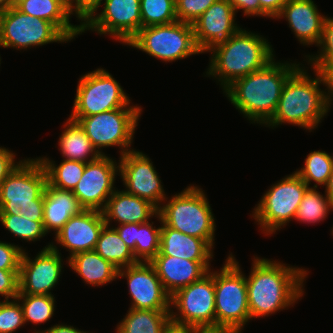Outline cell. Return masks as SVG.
I'll return each instance as SVG.
<instances>
[{"label": "cell", "instance_id": "cell-1", "mask_svg": "<svg viewBox=\"0 0 333 333\" xmlns=\"http://www.w3.org/2000/svg\"><path fill=\"white\" fill-rule=\"evenodd\" d=\"M252 266L245 275L251 320L285 310L303 296L307 270L260 257L253 258Z\"/></svg>", "mask_w": 333, "mask_h": 333}, {"label": "cell", "instance_id": "cell-2", "mask_svg": "<svg viewBox=\"0 0 333 333\" xmlns=\"http://www.w3.org/2000/svg\"><path fill=\"white\" fill-rule=\"evenodd\" d=\"M275 60L234 80L223 90L231 104L251 123L265 125L273 117L284 83L302 65Z\"/></svg>", "mask_w": 333, "mask_h": 333}, {"label": "cell", "instance_id": "cell-3", "mask_svg": "<svg viewBox=\"0 0 333 333\" xmlns=\"http://www.w3.org/2000/svg\"><path fill=\"white\" fill-rule=\"evenodd\" d=\"M304 68V69H303ZM311 78L305 67H298L286 80L281 91V97L273 117L264 125L277 127L287 123L309 130L316 129L330 110L326 90L319 85H325L324 77L318 70Z\"/></svg>", "mask_w": 333, "mask_h": 333}, {"label": "cell", "instance_id": "cell-4", "mask_svg": "<svg viewBox=\"0 0 333 333\" xmlns=\"http://www.w3.org/2000/svg\"><path fill=\"white\" fill-rule=\"evenodd\" d=\"M208 52L212 56L206 75L218 79L223 90L234 80L264 68L275 56L265 37L242 28Z\"/></svg>", "mask_w": 333, "mask_h": 333}, {"label": "cell", "instance_id": "cell-5", "mask_svg": "<svg viewBox=\"0 0 333 333\" xmlns=\"http://www.w3.org/2000/svg\"><path fill=\"white\" fill-rule=\"evenodd\" d=\"M167 199L158 208L162 223L189 236L204 239L214 248L215 218L202 188L191 185L169 201Z\"/></svg>", "mask_w": 333, "mask_h": 333}, {"label": "cell", "instance_id": "cell-6", "mask_svg": "<svg viewBox=\"0 0 333 333\" xmlns=\"http://www.w3.org/2000/svg\"><path fill=\"white\" fill-rule=\"evenodd\" d=\"M214 288L215 324L225 325L242 333L251 317L245 275L232 253L220 271L214 272Z\"/></svg>", "mask_w": 333, "mask_h": 333}, {"label": "cell", "instance_id": "cell-7", "mask_svg": "<svg viewBox=\"0 0 333 333\" xmlns=\"http://www.w3.org/2000/svg\"><path fill=\"white\" fill-rule=\"evenodd\" d=\"M141 113V107H123L88 117L69 118L79 123L100 155H105L101 149L117 146L121 148V157L133 150L130 147Z\"/></svg>", "mask_w": 333, "mask_h": 333}, {"label": "cell", "instance_id": "cell-8", "mask_svg": "<svg viewBox=\"0 0 333 333\" xmlns=\"http://www.w3.org/2000/svg\"><path fill=\"white\" fill-rule=\"evenodd\" d=\"M309 187L294 171L270 186L251 216L260 225L262 232L270 235L295 219L298 206Z\"/></svg>", "mask_w": 333, "mask_h": 333}, {"label": "cell", "instance_id": "cell-9", "mask_svg": "<svg viewBox=\"0 0 333 333\" xmlns=\"http://www.w3.org/2000/svg\"><path fill=\"white\" fill-rule=\"evenodd\" d=\"M127 45L164 62L202 53L196 46L192 24L180 21L141 28Z\"/></svg>", "mask_w": 333, "mask_h": 333}, {"label": "cell", "instance_id": "cell-10", "mask_svg": "<svg viewBox=\"0 0 333 333\" xmlns=\"http://www.w3.org/2000/svg\"><path fill=\"white\" fill-rule=\"evenodd\" d=\"M130 99L119 82L103 68L81 76L73 109L69 117H88L113 109L130 106Z\"/></svg>", "mask_w": 333, "mask_h": 333}, {"label": "cell", "instance_id": "cell-11", "mask_svg": "<svg viewBox=\"0 0 333 333\" xmlns=\"http://www.w3.org/2000/svg\"><path fill=\"white\" fill-rule=\"evenodd\" d=\"M70 41L53 23L10 7L0 14V47L27 50L32 46Z\"/></svg>", "mask_w": 333, "mask_h": 333}, {"label": "cell", "instance_id": "cell-12", "mask_svg": "<svg viewBox=\"0 0 333 333\" xmlns=\"http://www.w3.org/2000/svg\"><path fill=\"white\" fill-rule=\"evenodd\" d=\"M47 173L38 159H23L0 185V214L19 215L20 206L35 205L44 192Z\"/></svg>", "mask_w": 333, "mask_h": 333}, {"label": "cell", "instance_id": "cell-13", "mask_svg": "<svg viewBox=\"0 0 333 333\" xmlns=\"http://www.w3.org/2000/svg\"><path fill=\"white\" fill-rule=\"evenodd\" d=\"M170 307L171 321L176 324L190 327L215 324L214 271L176 291L170 298Z\"/></svg>", "mask_w": 333, "mask_h": 333}, {"label": "cell", "instance_id": "cell-14", "mask_svg": "<svg viewBox=\"0 0 333 333\" xmlns=\"http://www.w3.org/2000/svg\"><path fill=\"white\" fill-rule=\"evenodd\" d=\"M101 13L93 16L81 27L99 35H109L127 44L142 28L140 0H104Z\"/></svg>", "mask_w": 333, "mask_h": 333}, {"label": "cell", "instance_id": "cell-15", "mask_svg": "<svg viewBox=\"0 0 333 333\" xmlns=\"http://www.w3.org/2000/svg\"><path fill=\"white\" fill-rule=\"evenodd\" d=\"M23 250L19 268V293L30 295H53L63 269L61 253L56 245L49 243L35 259Z\"/></svg>", "mask_w": 333, "mask_h": 333}, {"label": "cell", "instance_id": "cell-16", "mask_svg": "<svg viewBox=\"0 0 333 333\" xmlns=\"http://www.w3.org/2000/svg\"><path fill=\"white\" fill-rule=\"evenodd\" d=\"M118 172V173H117ZM119 174V162L105 155L86 163L83 175L72 193L84 209L102 211L116 190L114 182Z\"/></svg>", "mask_w": 333, "mask_h": 333}, {"label": "cell", "instance_id": "cell-17", "mask_svg": "<svg viewBox=\"0 0 333 333\" xmlns=\"http://www.w3.org/2000/svg\"><path fill=\"white\" fill-rule=\"evenodd\" d=\"M119 175L125 191L151 202L157 208L167 198L153 162L143 152L131 150L120 157Z\"/></svg>", "mask_w": 333, "mask_h": 333}, {"label": "cell", "instance_id": "cell-18", "mask_svg": "<svg viewBox=\"0 0 333 333\" xmlns=\"http://www.w3.org/2000/svg\"><path fill=\"white\" fill-rule=\"evenodd\" d=\"M118 277L127 278L130 308L144 310H171V296L165 291L150 262H138L118 270Z\"/></svg>", "mask_w": 333, "mask_h": 333}, {"label": "cell", "instance_id": "cell-19", "mask_svg": "<svg viewBox=\"0 0 333 333\" xmlns=\"http://www.w3.org/2000/svg\"><path fill=\"white\" fill-rule=\"evenodd\" d=\"M236 12L229 0H217L192 23L197 48L207 52L213 45L227 40L240 26L235 23Z\"/></svg>", "mask_w": 333, "mask_h": 333}, {"label": "cell", "instance_id": "cell-20", "mask_svg": "<svg viewBox=\"0 0 333 333\" xmlns=\"http://www.w3.org/2000/svg\"><path fill=\"white\" fill-rule=\"evenodd\" d=\"M104 225L102 211L83 209L55 234V242L70 252L69 259L77 253L94 250Z\"/></svg>", "mask_w": 333, "mask_h": 333}, {"label": "cell", "instance_id": "cell-21", "mask_svg": "<svg viewBox=\"0 0 333 333\" xmlns=\"http://www.w3.org/2000/svg\"><path fill=\"white\" fill-rule=\"evenodd\" d=\"M150 263L170 296L179 289L200 280L211 270L210 261H191L175 256L156 255Z\"/></svg>", "mask_w": 333, "mask_h": 333}, {"label": "cell", "instance_id": "cell-22", "mask_svg": "<svg viewBox=\"0 0 333 333\" xmlns=\"http://www.w3.org/2000/svg\"><path fill=\"white\" fill-rule=\"evenodd\" d=\"M285 18L303 45H317L322 37L326 16L319 13L313 0H289L276 19Z\"/></svg>", "mask_w": 333, "mask_h": 333}, {"label": "cell", "instance_id": "cell-23", "mask_svg": "<svg viewBox=\"0 0 333 333\" xmlns=\"http://www.w3.org/2000/svg\"><path fill=\"white\" fill-rule=\"evenodd\" d=\"M106 225L115 220L119 224H142L156 217L158 208L146 199L118 189L113 192L102 210Z\"/></svg>", "mask_w": 333, "mask_h": 333}, {"label": "cell", "instance_id": "cell-24", "mask_svg": "<svg viewBox=\"0 0 333 333\" xmlns=\"http://www.w3.org/2000/svg\"><path fill=\"white\" fill-rule=\"evenodd\" d=\"M156 218L161 222L160 251L157 255L175 256L191 261H210L214 256L213 248L204 239L189 236L164 225L159 214Z\"/></svg>", "mask_w": 333, "mask_h": 333}, {"label": "cell", "instance_id": "cell-25", "mask_svg": "<svg viewBox=\"0 0 333 333\" xmlns=\"http://www.w3.org/2000/svg\"><path fill=\"white\" fill-rule=\"evenodd\" d=\"M83 209L72 191L55 188L47 182L43 212V224L47 233L52 230L56 234L73 215Z\"/></svg>", "mask_w": 333, "mask_h": 333}, {"label": "cell", "instance_id": "cell-26", "mask_svg": "<svg viewBox=\"0 0 333 333\" xmlns=\"http://www.w3.org/2000/svg\"><path fill=\"white\" fill-rule=\"evenodd\" d=\"M22 13L53 23L70 41L82 34L81 25L70 23L64 0H25L17 7Z\"/></svg>", "mask_w": 333, "mask_h": 333}, {"label": "cell", "instance_id": "cell-27", "mask_svg": "<svg viewBox=\"0 0 333 333\" xmlns=\"http://www.w3.org/2000/svg\"><path fill=\"white\" fill-rule=\"evenodd\" d=\"M67 263L89 285L98 287L118 278V269L95 250L77 253Z\"/></svg>", "mask_w": 333, "mask_h": 333}, {"label": "cell", "instance_id": "cell-28", "mask_svg": "<svg viewBox=\"0 0 333 333\" xmlns=\"http://www.w3.org/2000/svg\"><path fill=\"white\" fill-rule=\"evenodd\" d=\"M63 127V132L59 136L58 150H61L64 159L88 163L100 156L78 122L68 118Z\"/></svg>", "mask_w": 333, "mask_h": 333}, {"label": "cell", "instance_id": "cell-29", "mask_svg": "<svg viewBox=\"0 0 333 333\" xmlns=\"http://www.w3.org/2000/svg\"><path fill=\"white\" fill-rule=\"evenodd\" d=\"M171 310L129 308L128 314L116 327L117 333H162L171 321Z\"/></svg>", "mask_w": 333, "mask_h": 333}, {"label": "cell", "instance_id": "cell-30", "mask_svg": "<svg viewBox=\"0 0 333 333\" xmlns=\"http://www.w3.org/2000/svg\"><path fill=\"white\" fill-rule=\"evenodd\" d=\"M94 250L118 270L138 263L133 251L120 238L115 228L106 224L99 234Z\"/></svg>", "mask_w": 333, "mask_h": 333}, {"label": "cell", "instance_id": "cell-31", "mask_svg": "<svg viewBox=\"0 0 333 333\" xmlns=\"http://www.w3.org/2000/svg\"><path fill=\"white\" fill-rule=\"evenodd\" d=\"M47 173V182L58 189L73 191L75 186L80 181L84 169L85 162L76 160L63 159L59 165L49 158H38Z\"/></svg>", "mask_w": 333, "mask_h": 333}, {"label": "cell", "instance_id": "cell-32", "mask_svg": "<svg viewBox=\"0 0 333 333\" xmlns=\"http://www.w3.org/2000/svg\"><path fill=\"white\" fill-rule=\"evenodd\" d=\"M333 171V155L325 151H312L305 158L304 167L295 171L310 188L312 181L316 182L313 188L318 185L326 186L329 176Z\"/></svg>", "mask_w": 333, "mask_h": 333}, {"label": "cell", "instance_id": "cell-33", "mask_svg": "<svg viewBox=\"0 0 333 333\" xmlns=\"http://www.w3.org/2000/svg\"><path fill=\"white\" fill-rule=\"evenodd\" d=\"M330 210L333 211V208L327 195L323 196L317 191V188L310 187L298 206L294 220L314 224L327 218Z\"/></svg>", "mask_w": 333, "mask_h": 333}, {"label": "cell", "instance_id": "cell-34", "mask_svg": "<svg viewBox=\"0 0 333 333\" xmlns=\"http://www.w3.org/2000/svg\"><path fill=\"white\" fill-rule=\"evenodd\" d=\"M16 299L21 302L24 322L42 324L49 321L55 311L54 295L18 294Z\"/></svg>", "mask_w": 333, "mask_h": 333}, {"label": "cell", "instance_id": "cell-35", "mask_svg": "<svg viewBox=\"0 0 333 333\" xmlns=\"http://www.w3.org/2000/svg\"><path fill=\"white\" fill-rule=\"evenodd\" d=\"M142 28L177 21L175 0H140Z\"/></svg>", "mask_w": 333, "mask_h": 333}, {"label": "cell", "instance_id": "cell-36", "mask_svg": "<svg viewBox=\"0 0 333 333\" xmlns=\"http://www.w3.org/2000/svg\"><path fill=\"white\" fill-rule=\"evenodd\" d=\"M154 222L137 224L135 259L150 262L160 251L161 227H153Z\"/></svg>", "mask_w": 333, "mask_h": 333}, {"label": "cell", "instance_id": "cell-37", "mask_svg": "<svg viewBox=\"0 0 333 333\" xmlns=\"http://www.w3.org/2000/svg\"><path fill=\"white\" fill-rule=\"evenodd\" d=\"M0 222L10 233L25 241L35 242L47 234L43 221H33L21 214H0Z\"/></svg>", "mask_w": 333, "mask_h": 333}, {"label": "cell", "instance_id": "cell-38", "mask_svg": "<svg viewBox=\"0 0 333 333\" xmlns=\"http://www.w3.org/2000/svg\"><path fill=\"white\" fill-rule=\"evenodd\" d=\"M23 310L16 298L0 301V333H12L24 326Z\"/></svg>", "mask_w": 333, "mask_h": 333}, {"label": "cell", "instance_id": "cell-39", "mask_svg": "<svg viewBox=\"0 0 333 333\" xmlns=\"http://www.w3.org/2000/svg\"><path fill=\"white\" fill-rule=\"evenodd\" d=\"M318 55H307L310 66L333 65V18L327 16L323 24L322 37L318 44Z\"/></svg>", "mask_w": 333, "mask_h": 333}, {"label": "cell", "instance_id": "cell-40", "mask_svg": "<svg viewBox=\"0 0 333 333\" xmlns=\"http://www.w3.org/2000/svg\"><path fill=\"white\" fill-rule=\"evenodd\" d=\"M217 0H175L177 21L192 24Z\"/></svg>", "mask_w": 333, "mask_h": 333}, {"label": "cell", "instance_id": "cell-41", "mask_svg": "<svg viewBox=\"0 0 333 333\" xmlns=\"http://www.w3.org/2000/svg\"><path fill=\"white\" fill-rule=\"evenodd\" d=\"M103 0H67L66 5L70 15H76L80 25H84L101 7ZM83 21V22H82Z\"/></svg>", "mask_w": 333, "mask_h": 333}, {"label": "cell", "instance_id": "cell-42", "mask_svg": "<svg viewBox=\"0 0 333 333\" xmlns=\"http://www.w3.org/2000/svg\"><path fill=\"white\" fill-rule=\"evenodd\" d=\"M22 252L21 246L0 241V269L19 270Z\"/></svg>", "mask_w": 333, "mask_h": 333}, {"label": "cell", "instance_id": "cell-43", "mask_svg": "<svg viewBox=\"0 0 333 333\" xmlns=\"http://www.w3.org/2000/svg\"><path fill=\"white\" fill-rule=\"evenodd\" d=\"M19 293V270L0 269V296L15 299Z\"/></svg>", "mask_w": 333, "mask_h": 333}, {"label": "cell", "instance_id": "cell-44", "mask_svg": "<svg viewBox=\"0 0 333 333\" xmlns=\"http://www.w3.org/2000/svg\"><path fill=\"white\" fill-rule=\"evenodd\" d=\"M15 161V154L5 147H0V185L21 162Z\"/></svg>", "mask_w": 333, "mask_h": 333}, {"label": "cell", "instance_id": "cell-45", "mask_svg": "<svg viewBox=\"0 0 333 333\" xmlns=\"http://www.w3.org/2000/svg\"><path fill=\"white\" fill-rule=\"evenodd\" d=\"M20 214L33 221H43L44 192L35 200V205L20 206Z\"/></svg>", "mask_w": 333, "mask_h": 333}, {"label": "cell", "instance_id": "cell-46", "mask_svg": "<svg viewBox=\"0 0 333 333\" xmlns=\"http://www.w3.org/2000/svg\"><path fill=\"white\" fill-rule=\"evenodd\" d=\"M115 230L125 244L133 251L135 257V244L137 239V223L118 224Z\"/></svg>", "mask_w": 333, "mask_h": 333}, {"label": "cell", "instance_id": "cell-47", "mask_svg": "<svg viewBox=\"0 0 333 333\" xmlns=\"http://www.w3.org/2000/svg\"><path fill=\"white\" fill-rule=\"evenodd\" d=\"M289 0H259L260 2V16L276 19L282 11L283 6Z\"/></svg>", "mask_w": 333, "mask_h": 333}, {"label": "cell", "instance_id": "cell-48", "mask_svg": "<svg viewBox=\"0 0 333 333\" xmlns=\"http://www.w3.org/2000/svg\"><path fill=\"white\" fill-rule=\"evenodd\" d=\"M235 12L243 10L246 16H260V2L259 0H229Z\"/></svg>", "mask_w": 333, "mask_h": 333}, {"label": "cell", "instance_id": "cell-49", "mask_svg": "<svg viewBox=\"0 0 333 333\" xmlns=\"http://www.w3.org/2000/svg\"><path fill=\"white\" fill-rule=\"evenodd\" d=\"M311 68L318 70L322 73L327 89L326 97L329 108L333 100V65L330 66H311Z\"/></svg>", "mask_w": 333, "mask_h": 333}, {"label": "cell", "instance_id": "cell-50", "mask_svg": "<svg viewBox=\"0 0 333 333\" xmlns=\"http://www.w3.org/2000/svg\"><path fill=\"white\" fill-rule=\"evenodd\" d=\"M192 333H238L235 329L220 325V324H206L192 326Z\"/></svg>", "mask_w": 333, "mask_h": 333}, {"label": "cell", "instance_id": "cell-51", "mask_svg": "<svg viewBox=\"0 0 333 333\" xmlns=\"http://www.w3.org/2000/svg\"><path fill=\"white\" fill-rule=\"evenodd\" d=\"M34 333H86V331H81L80 329L74 328L67 324H57L46 330L34 331Z\"/></svg>", "mask_w": 333, "mask_h": 333}, {"label": "cell", "instance_id": "cell-52", "mask_svg": "<svg viewBox=\"0 0 333 333\" xmlns=\"http://www.w3.org/2000/svg\"><path fill=\"white\" fill-rule=\"evenodd\" d=\"M162 333H192V327L170 321Z\"/></svg>", "mask_w": 333, "mask_h": 333}, {"label": "cell", "instance_id": "cell-53", "mask_svg": "<svg viewBox=\"0 0 333 333\" xmlns=\"http://www.w3.org/2000/svg\"><path fill=\"white\" fill-rule=\"evenodd\" d=\"M325 194L330 199V203L333 208V171L329 176L328 182L325 186Z\"/></svg>", "mask_w": 333, "mask_h": 333}, {"label": "cell", "instance_id": "cell-54", "mask_svg": "<svg viewBox=\"0 0 333 333\" xmlns=\"http://www.w3.org/2000/svg\"><path fill=\"white\" fill-rule=\"evenodd\" d=\"M10 8V0H0V14Z\"/></svg>", "mask_w": 333, "mask_h": 333}, {"label": "cell", "instance_id": "cell-55", "mask_svg": "<svg viewBox=\"0 0 333 333\" xmlns=\"http://www.w3.org/2000/svg\"><path fill=\"white\" fill-rule=\"evenodd\" d=\"M23 1L25 0H10V7H17Z\"/></svg>", "mask_w": 333, "mask_h": 333}]
</instances>
